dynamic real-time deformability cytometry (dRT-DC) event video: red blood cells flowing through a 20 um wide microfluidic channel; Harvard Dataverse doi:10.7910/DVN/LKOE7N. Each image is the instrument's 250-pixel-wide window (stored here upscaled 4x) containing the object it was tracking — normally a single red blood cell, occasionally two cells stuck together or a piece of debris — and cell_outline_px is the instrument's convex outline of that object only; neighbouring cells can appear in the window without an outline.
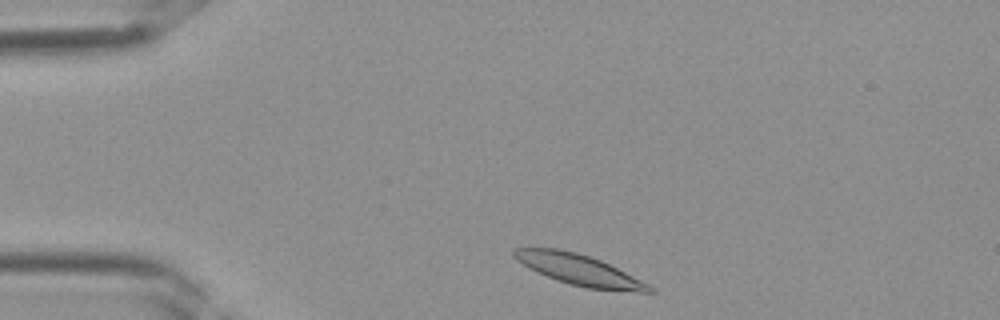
{"species": "Egyptian fruit bat (a non-hibernating species)", "species_latin": "Rousettus aegyptiacus", "temperature_condition": "room temperature", "stored_images_in_passage": 31, "camera_frame_rate_fps": 3000, "um_per_image_px": 0.085, "frame": {"image": 1, "passage_image": 1, "time_ms": 0.0, "image_size_px": [1000, 320], "cell_outline_px": [[656, 292], [640, 292], [588, 288], [556, 280], [528, 268], [516, 260], [512, 256], [512, 248], [560, 248], [576, 252], [600, 260], [648, 284]], "centroid_in_image_um": [49.14, 22.92], "position_along_channel_um": 35.9, "area_um2": 23.87}}
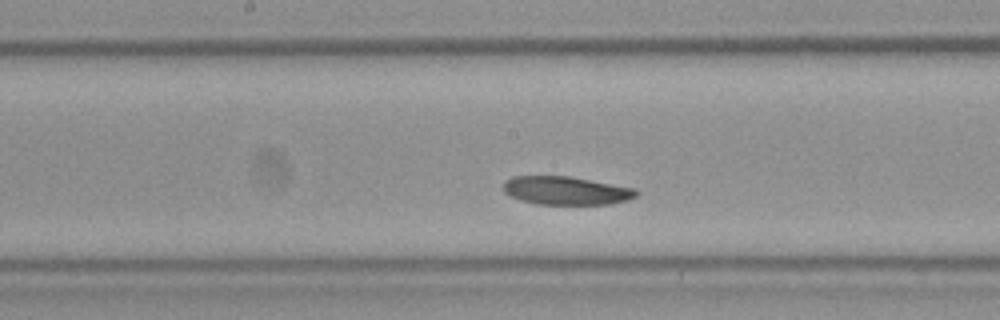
{"frame": {"image": 2, "passage_image": 13, "time_ms": 4.0, "image_size_px": [1000, 320], "cell_outline_px": [[640, 192], [636, 196], [628, 200], [612, 204], [536, 204], [520, 200], [504, 192], [504, 180], [512, 176], [568, 176], [636, 188]], "centroid_in_image_um": [48.14, 16.2], "position_along_channel_um": 200.1, "area_um2": 22.02}}
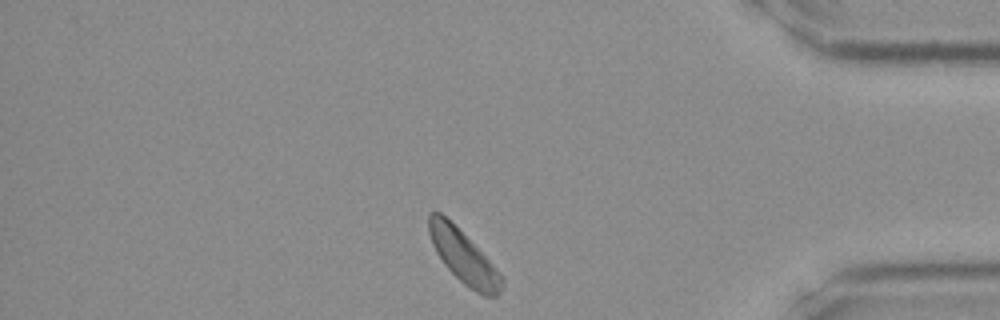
{"frame": {"image": 3, "passage_image": 26, "time_ms": 8.333, "image_size_px": [1000, 320], "cell_outline_px": [[504, 284], [500, 292], [496, 296], [484, 296], [468, 288], [444, 264], [436, 252], [432, 244], [428, 232], [428, 212], [440, 212], [504, 276]], "centroid_in_image_um": [39.4, 21.87], "position_along_channel_um": 395.8, "area_um2": 21.85}}